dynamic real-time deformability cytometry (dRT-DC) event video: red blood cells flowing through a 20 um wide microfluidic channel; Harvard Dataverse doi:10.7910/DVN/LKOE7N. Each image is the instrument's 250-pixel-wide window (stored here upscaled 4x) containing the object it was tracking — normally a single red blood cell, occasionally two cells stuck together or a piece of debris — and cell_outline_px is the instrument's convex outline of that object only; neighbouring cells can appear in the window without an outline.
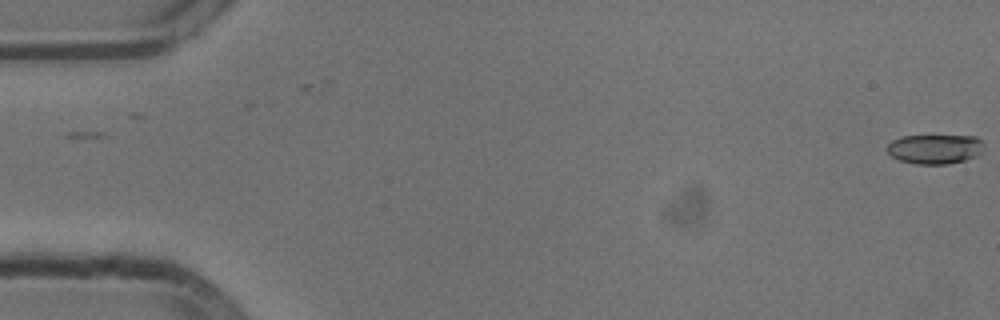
{"species": "common noctule bat (a hibernating species)", "species_latin": "Nyctalus noctula", "temperature_condition": "cold", "stored_images_in_passage": 6, "camera_frame_rate_fps": 3000, "um_per_image_px": 0.085, "animal": {"sex": "male", "body_mass_g": 13.3}, "frame": {"image": 1, "passage_image": 1, "time_ms": 0.0, "image_size_px": [1000, 320], "cell_outline_px": [[984, 144], [980, 152], [976, 156], [964, 160], [948, 164], [916, 164], [900, 160], [892, 156], [884, 148], [892, 140], [900, 136], [976, 136]], "centroid_in_image_um": [79.43, 12.66], "position_along_channel_um": 5.6, "area_um2": 16.65}}